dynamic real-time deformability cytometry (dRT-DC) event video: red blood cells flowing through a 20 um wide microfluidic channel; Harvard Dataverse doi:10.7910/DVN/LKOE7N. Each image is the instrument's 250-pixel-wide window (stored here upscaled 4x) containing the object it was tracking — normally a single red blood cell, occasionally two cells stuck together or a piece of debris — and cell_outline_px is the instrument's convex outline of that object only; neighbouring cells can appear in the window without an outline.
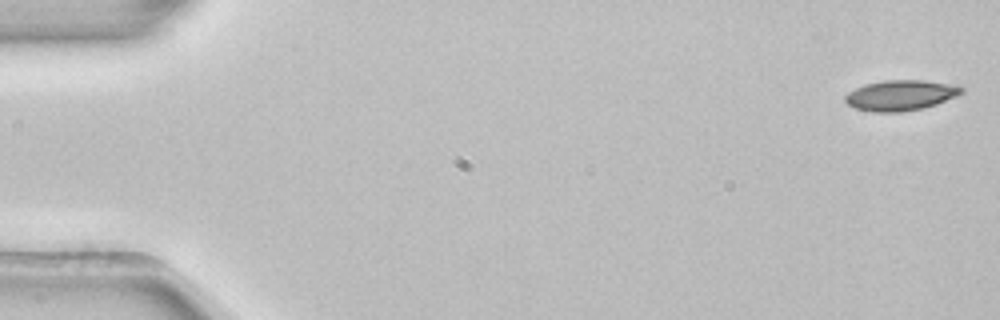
{"species": "common noctule bat (a hibernating species)", "species_latin": "Nyctalus noctula", "temperature_condition": "room temperature", "stored_images_in_passage": 53, "camera_frame_rate_fps": 3000, "um_per_image_px": 0.085, "animal": {"sex": "female", "body_mass_g": 22.7, "forearm_length_mm": 54.2}, "frame": {"image": 1, "passage_image": 1, "time_ms": 0.0, "image_size_px": [1000, 320], "cell_outline_px": [[964, 92], [956, 96], [936, 104], [920, 108], [900, 112], [872, 112], [856, 108], [848, 104], [844, 100], [844, 96], [848, 92], [864, 84], [884, 80], [924, 80], [964, 88]], "centroid_in_image_um": [76.49, 8.1], "position_along_channel_um": 8.5, "area_um2": 20.35}}
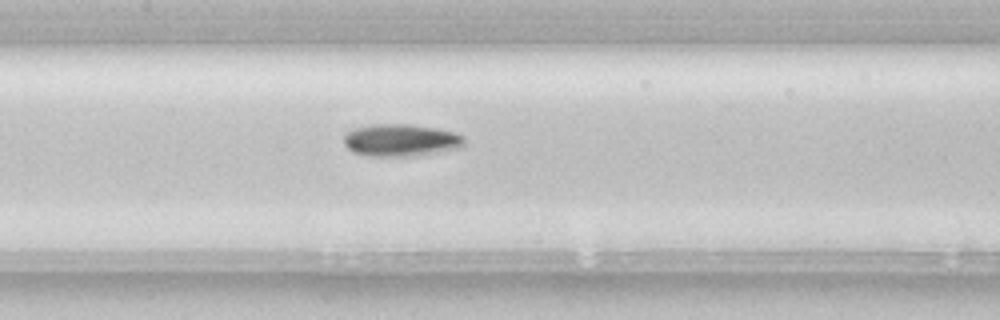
{"frame": {"image": 2, "passage_image": 25, "time_ms": 8.0, "image_size_px": [1000, 320], "cell_outline_px": [[464, 144], [460, 148], [408, 156], [364, 156], [352, 152], [344, 144], [344, 136], [348, 132], [356, 128], [372, 124], [408, 124], [436, 128], [452, 132], [464, 136]], "centroid_in_image_um": [34.04, 11.92], "position_along_channel_um": 173.4, "area_um2": 22.48}}
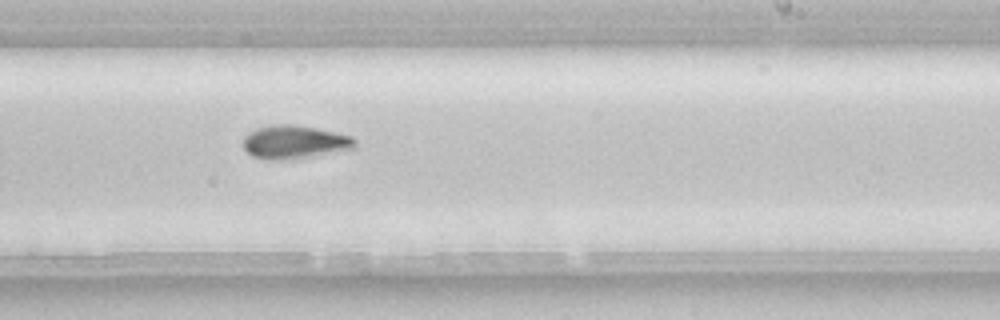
{"frame": {"image": 3, "passage_image": 32, "time_ms": 10.333, "image_size_px": [1000, 320], "cell_outline_px": [[356, 148], [284, 160], [268, 160], [252, 156], [244, 148], [244, 136], [256, 128], [272, 124], [292, 124], [316, 128], [336, 132], [352, 136], [356, 140]], "centroid_in_image_um": [25.02, 12.06], "position_along_channel_um": 264.0, "area_um2": 21.62}, "authors_computed_cell_mechanics": {"area_um2": 20.519, "velocity_mm_per_s": 3.898, "shape_relaxation_time_tau1_ms": 3.9913, "shape_relaxation_time_tau2_ms": null, "deformation_change_tau1": 0.1151, "deformation_change_tau2": null}}